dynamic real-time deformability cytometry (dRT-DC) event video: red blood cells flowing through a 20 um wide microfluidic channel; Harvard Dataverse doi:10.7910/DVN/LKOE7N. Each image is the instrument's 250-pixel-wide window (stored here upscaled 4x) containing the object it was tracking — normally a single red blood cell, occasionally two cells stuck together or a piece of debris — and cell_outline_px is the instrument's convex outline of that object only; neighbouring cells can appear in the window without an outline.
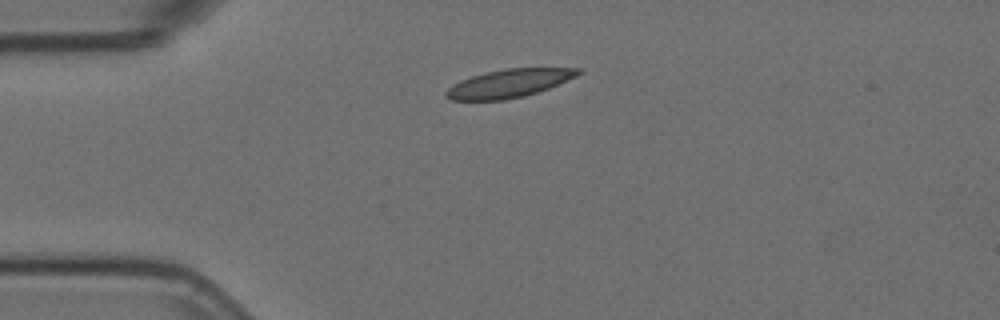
{"species": "Egyptian fruit bat (a non-hibernating species)", "species_latin": "Rousettus aegyptiacus", "temperature_condition": "room temperature", "stored_images_in_passage": 2, "camera_frame_rate_fps": 3000, "um_per_image_px": 0.085, "animal": {"sex": "female"}, "frame": {"image": 1, "passage_image": 1, "time_ms": 0.0, "image_size_px": [1000, 320], "cell_outline_px": [[580, 72], [576, 76], [548, 88], [524, 96], [504, 100], [452, 100], [444, 96], [444, 92], [448, 88], [460, 80], [484, 72], [504, 68], [580, 68]], "centroid_in_image_um": [43.21, 7.08], "position_along_channel_um": 41.8, "area_um2": 21.56}}